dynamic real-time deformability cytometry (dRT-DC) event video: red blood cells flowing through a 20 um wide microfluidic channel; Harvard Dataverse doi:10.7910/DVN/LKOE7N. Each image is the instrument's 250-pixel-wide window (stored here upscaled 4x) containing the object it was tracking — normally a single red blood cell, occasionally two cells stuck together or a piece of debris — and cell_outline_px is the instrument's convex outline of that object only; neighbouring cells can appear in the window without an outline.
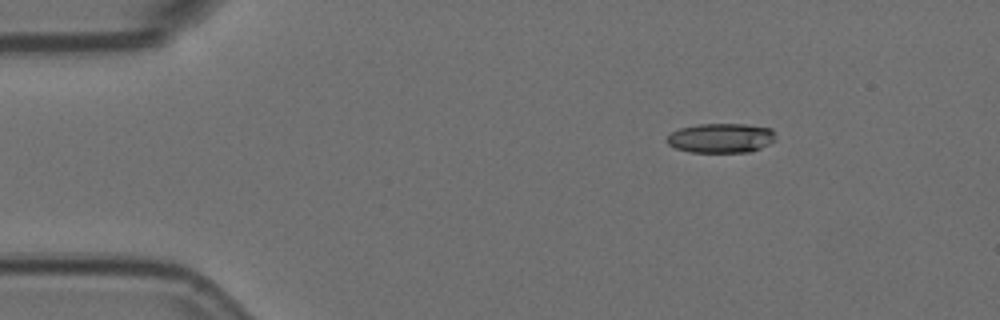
{"species": "Egyptian fruit bat (a non-hibernating species)", "species_latin": "Rousettus aegyptiacus", "temperature_condition": "room temperature", "stored_images_in_passage": 1, "camera_frame_rate_fps": 3000, "um_per_image_px": 0.085, "animal": {"sex": "female"}, "frame": {"image": 1, "passage_image": 1, "time_ms": 0.0, "image_size_px": [1000, 320], "cell_outline_px": [[772, 140], [768, 144], [760, 148], [748, 152], [692, 152], [676, 148], [668, 144], [668, 136], [672, 132], [680, 128], [700, 124], [744, 124], [772, 128]], "centroid_in_image_um": [61.26, 11.73], "position_along_channel_um": 23.7, "area_um2": 18.32}}